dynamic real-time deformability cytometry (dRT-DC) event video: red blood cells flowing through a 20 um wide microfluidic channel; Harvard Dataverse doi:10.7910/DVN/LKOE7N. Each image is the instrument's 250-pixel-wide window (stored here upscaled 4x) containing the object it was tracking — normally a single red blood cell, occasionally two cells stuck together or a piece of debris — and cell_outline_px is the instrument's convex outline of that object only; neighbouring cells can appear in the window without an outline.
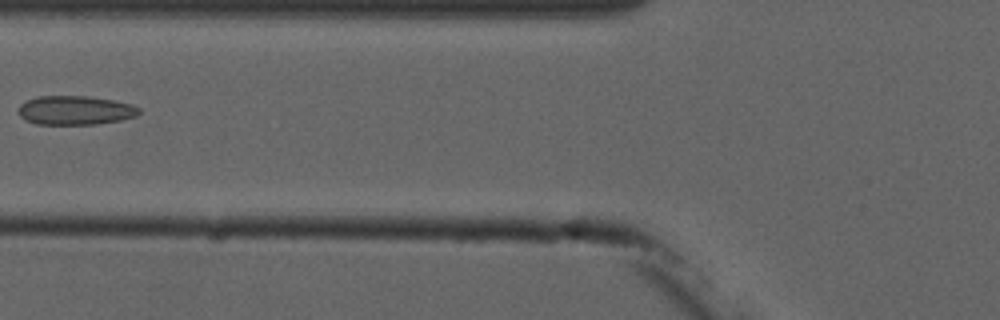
{"species": "common noctule bat (a hibernating species)", "species_latin": "Nyctalus noctula", "temperature_condition": "cold", "stored_images_in_passage": 7, "camera_frame_rate_fps": 3000, "um_per_image_px": 0.085, "animal": {"sex": "male", "forearm_length_mm": 52.5}, "frame": {"image": 1, "passage_image": 6, "time_ms": 5.667, "image_size_px": [1000, 320], "cell_outline_px": [[140, 112], [136, 116], [120, 120], [96, 124], [36, 124], [24, 120], [20, 116], [16, 108], [20, 104], [36, 96], [88, 96], [112, 100], [132, 104], [140, 108]], "centroid_in_image_um": [6.36, 9.37], "position_along_channel_um": 119.4, "area_um2": 20.52}}
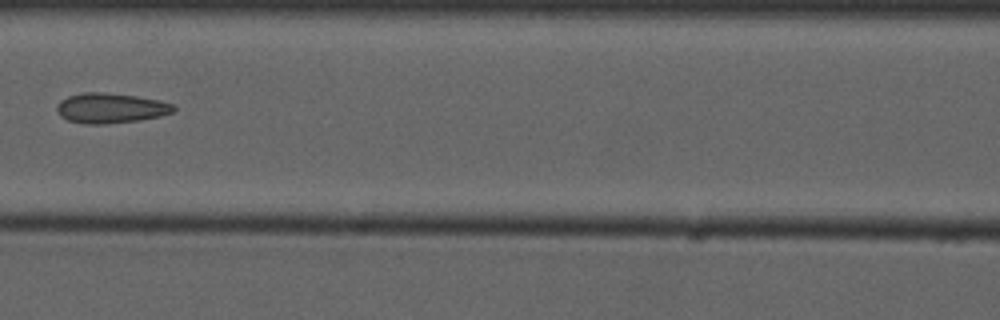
{"frame": {"image": 2, "passage_image": 7, "time_ms": 6.667, "image_size_px": [1000, 320], "cell_outline_px": [[176, 108], [172, 112], [160, 116], [140, 120], [104, 124], [84, 124], [68, 120], [60, 116], [56, 112], [56, 108], [60, 100], [68, 96], [84, 92], [104, 92], [136, 96], [160, 100], [172, 104]], "centroid_in_image_um": [9.38, 9.19], "position_along_channel_um": 157.2, "area_um2": 20.52}}